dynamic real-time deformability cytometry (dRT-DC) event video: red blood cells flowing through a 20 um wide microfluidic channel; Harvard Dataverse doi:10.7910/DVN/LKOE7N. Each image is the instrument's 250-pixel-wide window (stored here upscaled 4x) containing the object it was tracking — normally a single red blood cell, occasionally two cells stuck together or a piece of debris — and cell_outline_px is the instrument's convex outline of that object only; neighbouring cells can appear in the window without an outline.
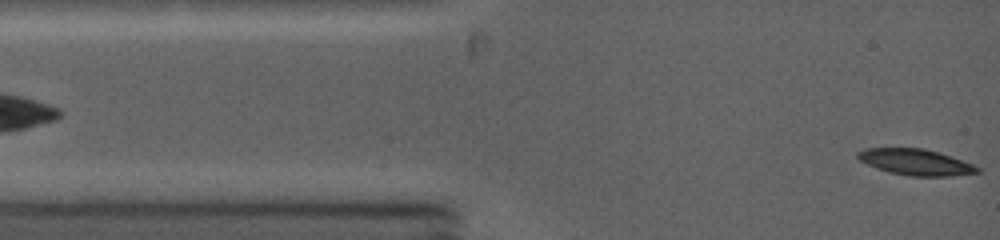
{"species": "common noctule bat (a hibernating species)", "species_latin": "Nyctalus noctula", "temperature_condition": "warm", "stored_images_in_passage": 3, "camera_frame_rate_fps": 5000, "um_per_image_px": 0.085, "animal": {"sex": "female", "body_mass_g": 19.0, "forearm_length_mm": 53.3}, "frame": {"image": 1, "passage_image": 1, "time_ms": 0.0, "image_size_px": [1000, 240], "cell_outline_px": [[980, 172], [948, 176], [908, 176], [888, 172], [876, 168], [860, 160], [856, 156], [856, 152], [864, 148], [924, 148], [972, 164], [980, 168]], "centroid_in_image_um": [77.77, 13.78], "position_along_channel_um": 7.2, "area_um2": 17.98}}
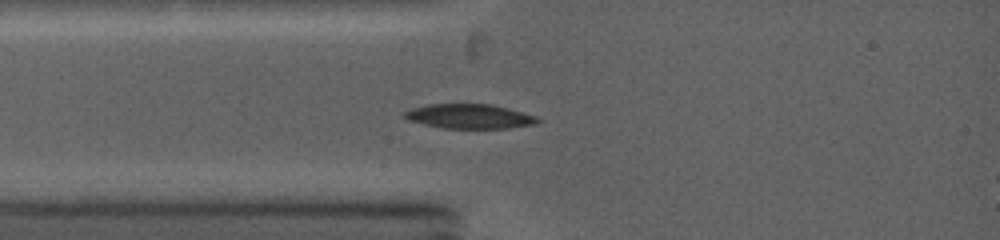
{"frame": {"image": 2, "passage_image": 3, "time_ms": 2.2, "image_size_px": [1000, 240], "cell_outline_px": [[544, 120], [536, 124], [508, 128], [440, 128], [408, 120], [404, 116], [404, 112], [412, 108], [428, 104], [492, 104], [508, 108], [536, 116]], "centroid_in_image_um": [39.94, 9.89], "position_along_channel_um": 45.1, "area_um2": 19.07}}